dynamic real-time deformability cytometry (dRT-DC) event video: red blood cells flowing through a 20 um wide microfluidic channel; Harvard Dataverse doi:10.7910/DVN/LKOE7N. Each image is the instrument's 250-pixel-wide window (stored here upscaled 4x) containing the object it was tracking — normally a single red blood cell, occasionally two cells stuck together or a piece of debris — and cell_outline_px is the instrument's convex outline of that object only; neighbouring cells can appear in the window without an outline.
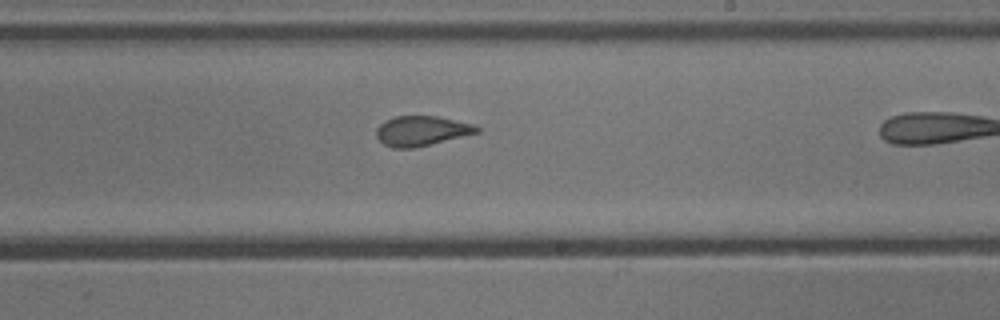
{"species": "common noctule bat (a hibernating species)", "species_latin": "Nyctalus noctula", "temperature_condition": "cold", "stored_images_in_passage": 11, "camera_frame_rate_fps": 3000, "um_per_image_px": 0.085, "animal": {"sex": "male", "body_mass_g": 13.3}, "frame": {"image": 1, "passage_image": 7, "time_ms": 2.0, "image_size_px": [1000, 320], "cell_outline_px": [[480, 132], [416, 148], [392, 148], [384, 144], [376, 136], [376, 128], [384, 120], [396, 116], [440, 116], [476, 124], [480, 128]], "centroid_in_image_um": [35.86, 11.12], "position_along_channel_um": 253.1, "area_um2": 17.8}}
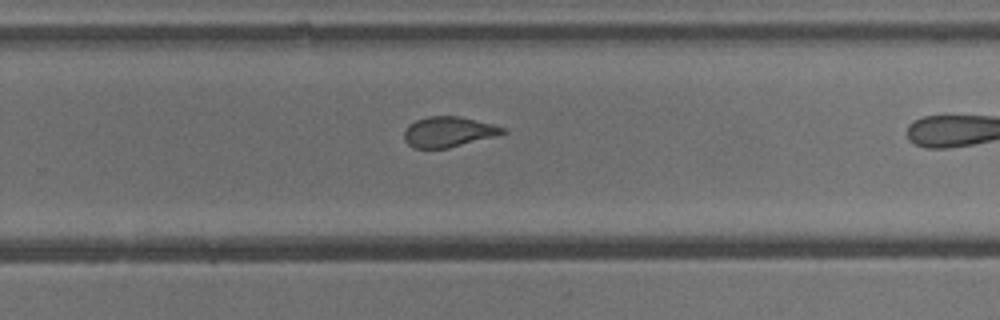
{"frame": {"image": 2, "passage_image": 10, "time_ms": 3.0, "image_size_px": [1000, 320], "cell_outline_px": [[508, 132], [496, 136], [448, 148], [412, 148], [404, 140], [404, 128], [408, 124], [416, 120], [428, 116], [456, 116], [476, 120], [492, 124], [504, 128]], "centroid_in_image_um": [38.08, 11.21], "position_along_channel_um": 291.7, "area_um2": 17.46}}